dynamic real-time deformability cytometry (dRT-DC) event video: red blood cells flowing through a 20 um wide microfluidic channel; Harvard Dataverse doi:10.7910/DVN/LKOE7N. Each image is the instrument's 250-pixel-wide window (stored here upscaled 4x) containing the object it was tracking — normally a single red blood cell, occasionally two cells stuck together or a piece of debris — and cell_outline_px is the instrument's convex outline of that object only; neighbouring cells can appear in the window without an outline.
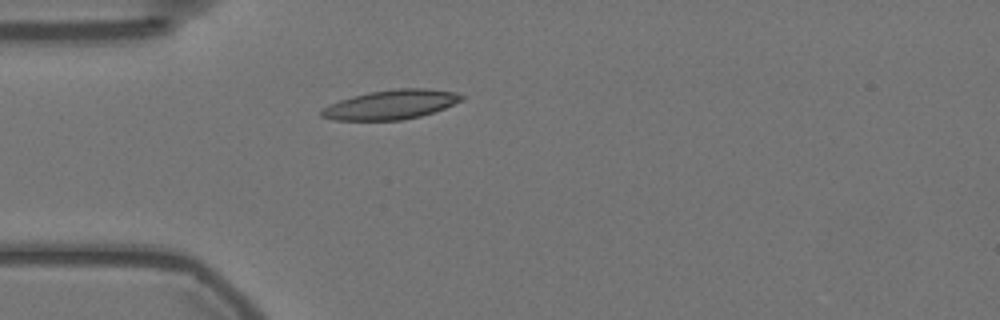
{"species": "Egyptian fruit bat (a non-hibernating species)", "species_latin": "Rousettus aegyptiacus", "temperature_condition": "warm", "stored_images_in_passage": 42, "camera_frame_rate_fps": 3000, "um_per_image_px": 0.085, "animal": {"sex": "female"}, "frame": {"image": 1, "passage_image": 1, "time_ms": 0.0, "image_size_px": [1000, 320], "cell_outline_px": [[464, 100], [444, 108], [420, 116], [400, 120], [332, 120], [320, 116], [320, 108], [328, 104], [352, 96], [368, 92], [396, 88], [428, 88], [456, 92], [464, 96]], "centroid_in_image_um": [33.2, 8.88], "position_along_channel_um": 51.8, "area_um2": 24.16}}
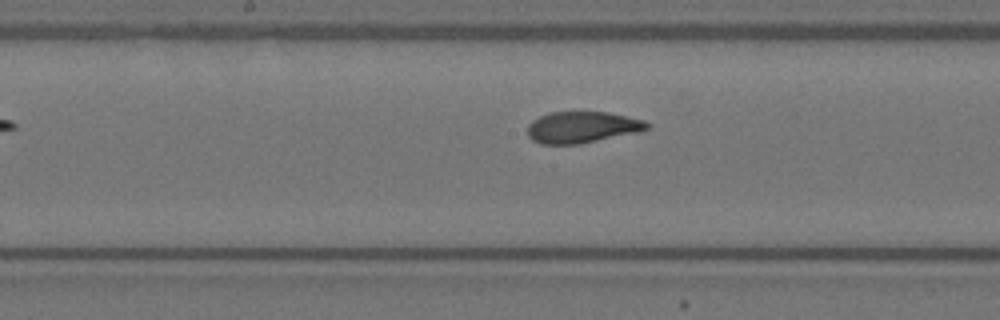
{"frame": {"image": 2, "passage_image": 14, "time_ms": 4.333, "image_size_px": [1000, 320], "cell_outline_px": [[652, 124], [648, 128], [640, 132], [580, 144], [540, 144], [532, 140], [528, 136], [528, 124], [532, 120], [548, 112], [608, 112], [644, 120]], "centroid_in_image_um": [49.49, 10.82], "position_along_channel_um": 198.7, "area_um2": 22.08}}
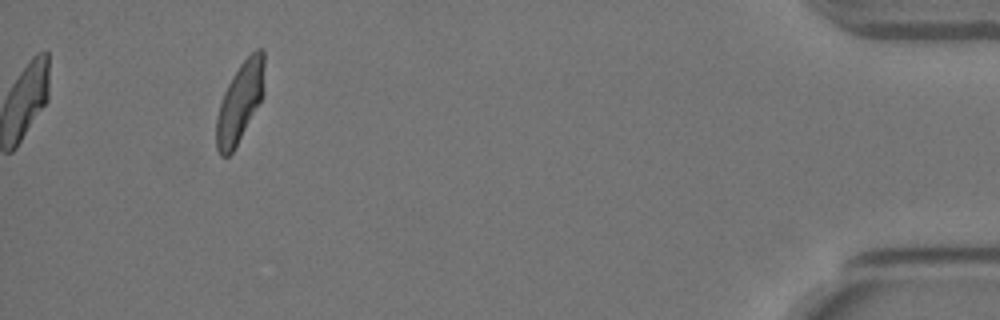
{"frame": {"image": 3, "passage_image": 38, "time_ms": 12.333, "image_size_px": [1000, 320], "cell_outline_px": [[264, 92], [260, 100], [232, 152], [228, 156], [220, 156], [216, 148], [216, 116], [224, 92], [232, 76], [240, 64], [256, 48], [264, 48]], "centroid_in_image_um": [20.38, 8.64], "position_along_channel_um": 414.8, "area_um2": 21.96}, "authors_computed_cell_mechanics": {"area_um2": 22.5709, "velocity_mm_per_s": 3.5674, "shape_relaxation_time_tau1_ms": 4.1432, "shape_relaxation_time_tau2_ms": 1.3935, "deformation_change_tau1": 0.1733, "deformation_change_tau2": 0.0712}}